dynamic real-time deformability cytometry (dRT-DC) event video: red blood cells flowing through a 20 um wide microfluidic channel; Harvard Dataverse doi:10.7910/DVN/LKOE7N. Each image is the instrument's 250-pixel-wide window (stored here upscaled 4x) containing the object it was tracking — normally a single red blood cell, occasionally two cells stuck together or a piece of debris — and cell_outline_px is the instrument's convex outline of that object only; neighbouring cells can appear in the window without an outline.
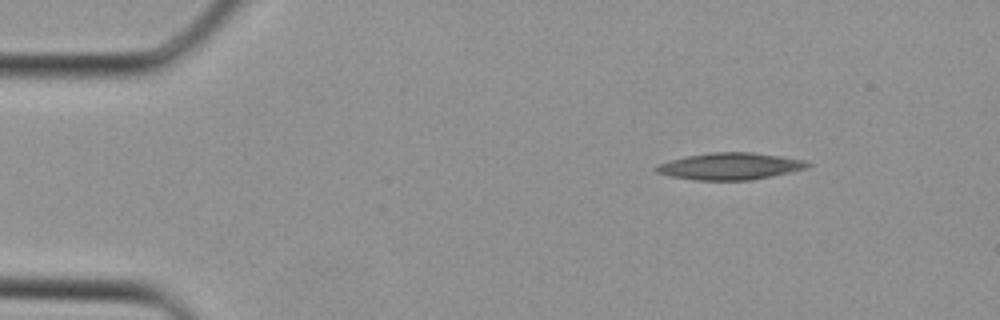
{"species": "Egyptian fruit bat (a non-hibernating species)", "species_latin": "Rousettus aegyptiacus", "temperature_condition": "cold", "stored_images_in_passage": 32, "camera_frame_rate_fps": 3000, "um_per_image_px": 0.085, "animal": {"sex": "female"}, "frame": {"image": 1, "passage_image": 1, "time_ms": 0.0, "image_size_px": [1000, 320], "cell_outline_px": [[812, 164], [804, 168], [772, 176], [752, 180], [696, 180], [672, 176], [656, 172], [656, 164], [688, 156], [712, 152], [752, 152], [808, 160]], "centroid_in_image_um": [62.08, 14.12], "position_along_channel_um": 22.9, "area_um2": 23.47}}
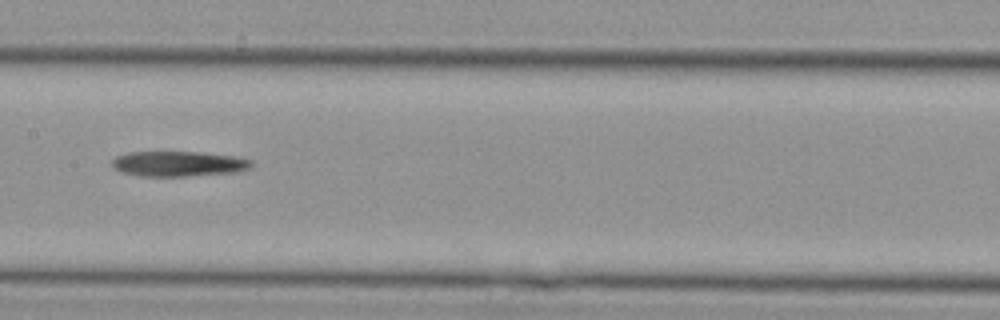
{"frame": {"image": 2, "passage_image": 14, "time_ms": 4.333, "image_size_px": [1000, 320], "cell_outline_px": [[252, 168], [232, 172], [188, 176], [140, 176], [120, 172], [112, 168], [112, 160], [116, 156], [128, 152], [200, 152], [236, 156], [252, 160]], "centroid_in_image_um": [15.14, 13.92], "position_along_channel_um": 192.3, "area_um2": 20.58}}
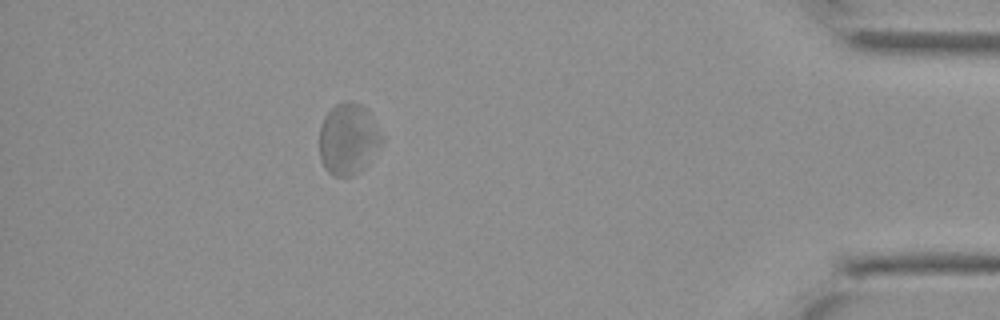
{"frame": {"image": 3, "passage_image": 28, "time_ms": 9.0, "image_size_px": [1000, 320], "cell_outline_px": [[384, 140], [368, 164], [360, 172], [352, 176], [336, 176], [328, 172], [324, 168], [320, 160], [320, 128], [324, 116], [336, 104], [344, 100], [352, 100], [360, 104], [372, 116], [384, 136]], "centroid_in_image_um": [29.62, 11.81], "position_along_channel_um": 405.6, "area_um2": 26.3}}